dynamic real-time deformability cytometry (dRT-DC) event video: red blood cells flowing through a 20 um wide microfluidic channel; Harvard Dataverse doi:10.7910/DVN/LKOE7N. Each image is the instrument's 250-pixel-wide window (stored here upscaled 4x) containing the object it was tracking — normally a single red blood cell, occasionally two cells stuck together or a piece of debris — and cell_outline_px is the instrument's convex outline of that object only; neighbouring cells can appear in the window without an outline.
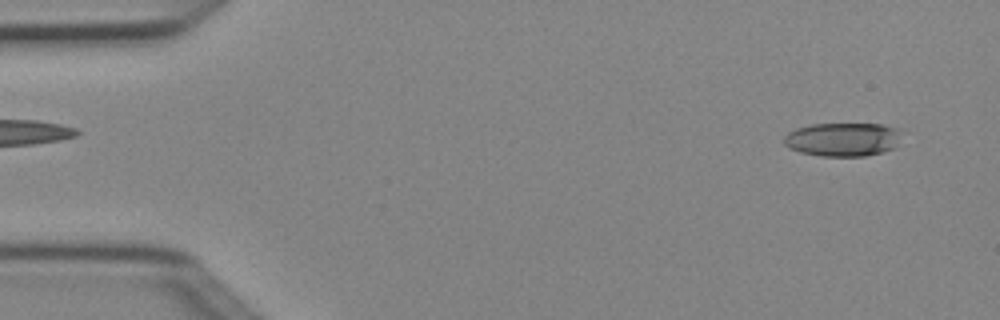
{"species": "Egyptian fruit bat (a non-hibernating species)", "species_latin": "Rousettus aegyptiacus", "temperature_condition": "cold", "stored_images_in_passage": 5, "camera_frame_rate_fps": 3000, "um_per_image_px": 0.085, "animal": {"sex": "female"}, "frame": {"image": 1, "passage_image": 1, "time_ms": 0.0, "image_size_px": [1000, 320], "cell_outline_px": [[896, 132], [892, 148], [880, 152], [864, 156], [820, 156], [800, 152], [784, 144], [784, 136], [788, 132], [796, 128], [812, 124], [880, 124], [892, 128]], "centroid_in_image_um": [71.48, 11.85], "position_along_channel_um": 13.5, "area_um2": 22.25}}
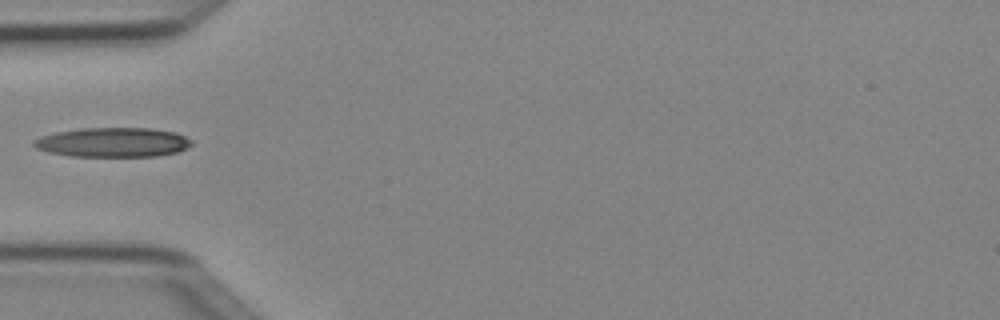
{"frame": {"image": 2, "passage_image": 4, "time_ms": 1.0, "image_size_px": [1000, 320], "cell_outline_px": [[192, 144], [188, 148], [176, 152], [156, 156], [72, 156], [48, 152], [36, 148], [32, 144], [32, 140], [40, 136], [56, 132], [80, 128], [152, 128], [176, 132], [192, 140]], "centroid_in_image_um": [9.59, 12.09], "position_along_channel_um": 75.4, "area_um2": 27.22}}
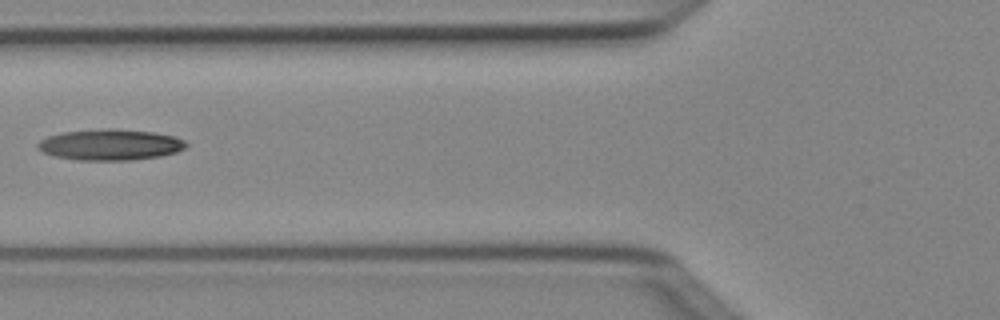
{"frame": {"image": 3, "passage_image": 5, "time_ms": 1.333, "image_size_px": [1000, 320], "cell_outline_px": [[188, 144], [184, 148], [176, 152], [160, 156], [132, 160], [76, 160], [52, 156], [44, 152], [36, 144], [40, 140], [48, 136], [64, 132], [108, 128], [112, 128], [152, 132], [172, 136], [184, 140]], "centroid_in_image_um": [9.36, 12.3], "position_along_channel_um": 116.4, "area_um2": 26.65}}